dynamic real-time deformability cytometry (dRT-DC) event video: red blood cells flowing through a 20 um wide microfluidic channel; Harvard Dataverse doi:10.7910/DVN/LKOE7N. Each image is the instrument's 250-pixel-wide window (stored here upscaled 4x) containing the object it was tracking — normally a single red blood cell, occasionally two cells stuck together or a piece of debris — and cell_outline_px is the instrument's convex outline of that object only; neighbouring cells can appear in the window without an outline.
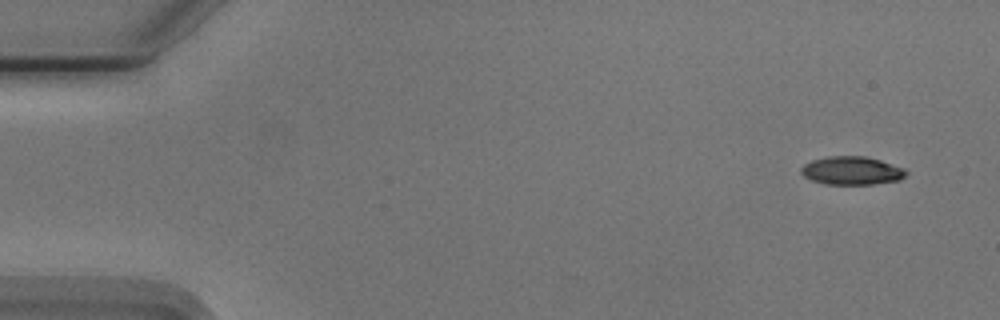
{"species": "Egyptian fruit bat (a non-hibernating species)", "species_latin": "Rousettus aegyptiacus", "temperature_condition": "cold", "stored_images_in_passage": 15, "camera_frame_rate_fps": 3000, "um_per_image_px": 0.085, "animal": {"sex": "male"}, "frame": {"image": 1, "passage_image": 1, "time_ms": 0.0, "image_size_px": [1000, 320], "cell_outline_px": [[908, 172], [900, 180], [872, 184], [828, 184], [812, 180], [804, 176], [800, 172], [800, 168], [804, 164], [812, 160], [828, 156], [864, 156], [880, 160], [904, 168]], "centroid_in_image_um": [72.39, 14.5], "position_along_channel_um": 12.6, "area_um2": 17.22}}
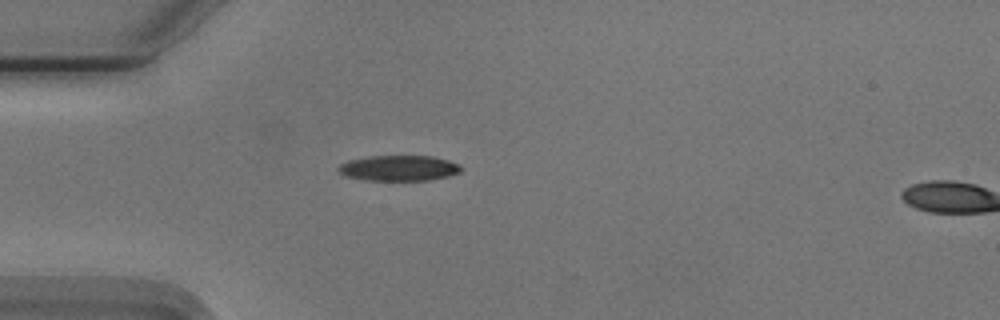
{"frame": {"image": 2, "passage_image": 13, "time_ms": 4.0, "image_size_px": [1000, 320], "cell_outline_px": [[464, 168], [460, 172], [448, 176], [428, 180], [368, 180], [344, 176], [336, 168], [340, 164], [348, 160], [368, 156], [432, 156], [448, 160], [460, 164]], "centroid_in_image_um": [33.91, 14.28], "position_along_channel_um": 51.1, "area_um2": 18.32}}